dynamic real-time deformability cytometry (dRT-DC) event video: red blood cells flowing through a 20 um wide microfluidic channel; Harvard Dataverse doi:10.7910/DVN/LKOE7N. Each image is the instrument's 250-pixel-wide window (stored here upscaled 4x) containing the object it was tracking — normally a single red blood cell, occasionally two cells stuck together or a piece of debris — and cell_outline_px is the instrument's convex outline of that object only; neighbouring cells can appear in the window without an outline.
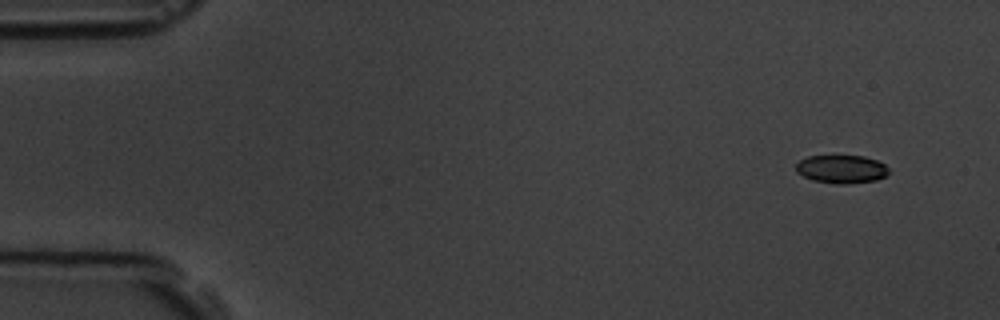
{"species": "common noctule bat (a hibernating species)", "species_latin": "Nyctalus noctula", "temperature_condition": "room temperature", "stored_images_in_passage": 4, "camera_frame_rate_fps": 3000, "um_per_image_px": 0.085, "animal": {"sex": "male", "body_mass_g": 19.5, "forearm_length_mm": 54.6}, "frame": {"image": 1, "passage_image": 1, "time_ms": 0.0, "image_size_px": [1000, 320], "cell_outline_px": [[888, 172], [884, 176], [876, 180], [848, 184], [836, 184], [812, 180], [796, 172], [796, 164], [800, 160], [808, 156], [864, 156], [876, 160], [884, 164], [888, 168]], "centroid_in_image_um": [71.51, 14.38], "position_along_channel_um": 13.5, "area_um2": 15.2}}